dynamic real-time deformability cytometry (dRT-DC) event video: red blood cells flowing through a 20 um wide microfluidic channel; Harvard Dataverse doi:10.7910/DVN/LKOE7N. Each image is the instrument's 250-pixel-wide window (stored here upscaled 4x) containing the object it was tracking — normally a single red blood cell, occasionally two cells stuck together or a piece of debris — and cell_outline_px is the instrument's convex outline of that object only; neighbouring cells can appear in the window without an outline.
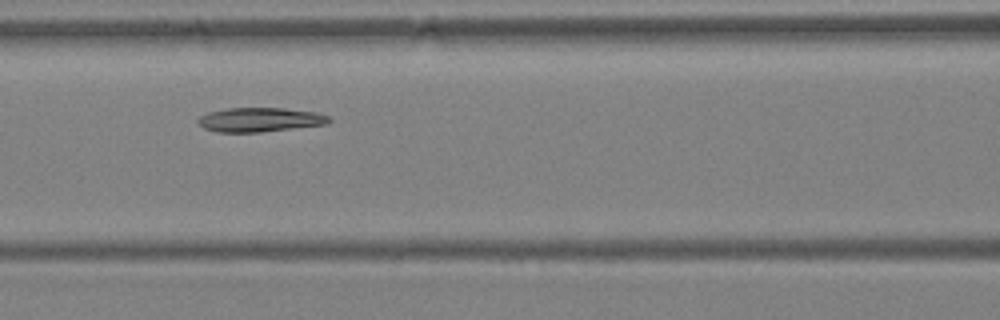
{"species": "Egyptian fruit bat (a non-hibernating species)", "species_latin": "Rousettus aegyptiacus", "temperature_condition": "warm", "stored_images_in_passage": 5, "camera_frame_rate_fps": 3000, "um_per_image_px": 0.085, "animal": {"sex": "female"}, "frame": {"image": 1, "passage_image": 4, "time_ms": 1.0, "image_size_px": [1000, 320], "cell_outline_px": [[332, 120], [328, 124], [260, 132], [216, 132], [204, 128], [196, 120], [200, 116], [208, 112], [228, 108], [284, 108], [316, 112], [328, 116]], "centroid_in_image_um": [22.09, 10.17], "position_along_channel_um": 144.5, "area_um2": 18.5}}
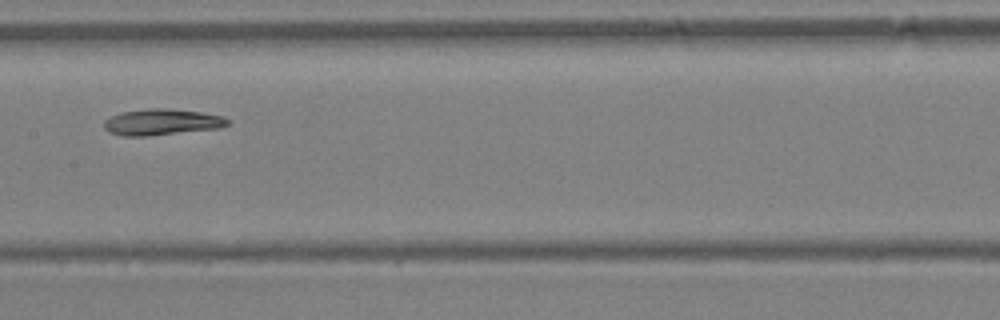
{"frame": {"image": 2, "passage_image": 5, "time_ms": 1.333, "image_size_px": [1000, 320], "cell_outline_px": [[228, 124], [220, 128], [148, 136], [124, 136], [108, 132], [104, 128], [104, 120], [120, 112], [148, 108], [164, 108], [200, 112], [224, 116], [228, 120]], "centroid_in_image_um": [13.72, 10.37], "position_along_channel_um": 193.7, "area_um2": 18.84}}